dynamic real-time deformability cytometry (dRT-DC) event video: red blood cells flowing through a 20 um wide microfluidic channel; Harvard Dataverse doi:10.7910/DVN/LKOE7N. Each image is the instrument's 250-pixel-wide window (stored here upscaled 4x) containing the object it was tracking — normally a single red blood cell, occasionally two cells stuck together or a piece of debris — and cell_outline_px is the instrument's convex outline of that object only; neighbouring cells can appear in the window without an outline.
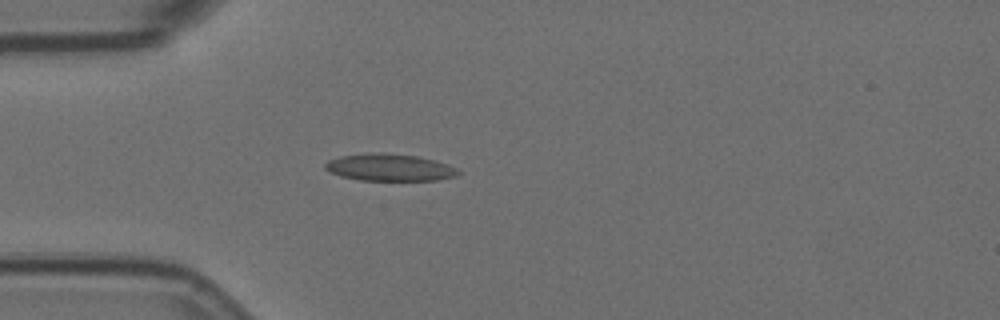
{"species": "Egyptian fruit bat (a non-hibernating species)", "species_latin": "Rousettus aegyptiacus", "temperature_condition": "room temperature", "stored_images_in_passage": 5, "camera_frame_rate_fps": 3000, "um_per_image_px": 0.085, "animal": {"sex": "female"}, "frame": {"image": 1, "passage_image": 5, "time_ms": 1.333, "image_size_px": [1000, 320], "cell_outline_px": [[460, 172], [456, 176], [436, 180], [360, 180], [340, 176], [328, 172], [324, 168], [324, 164], [328, 160], [340, 156], [368, 152], [380, 152], [416, 156], [448, 164], [456, 168]], "centroid_in_image_um": [33.05, 14.23], "position_along_channel_um": 51.9, "area_um2": 21.04}}